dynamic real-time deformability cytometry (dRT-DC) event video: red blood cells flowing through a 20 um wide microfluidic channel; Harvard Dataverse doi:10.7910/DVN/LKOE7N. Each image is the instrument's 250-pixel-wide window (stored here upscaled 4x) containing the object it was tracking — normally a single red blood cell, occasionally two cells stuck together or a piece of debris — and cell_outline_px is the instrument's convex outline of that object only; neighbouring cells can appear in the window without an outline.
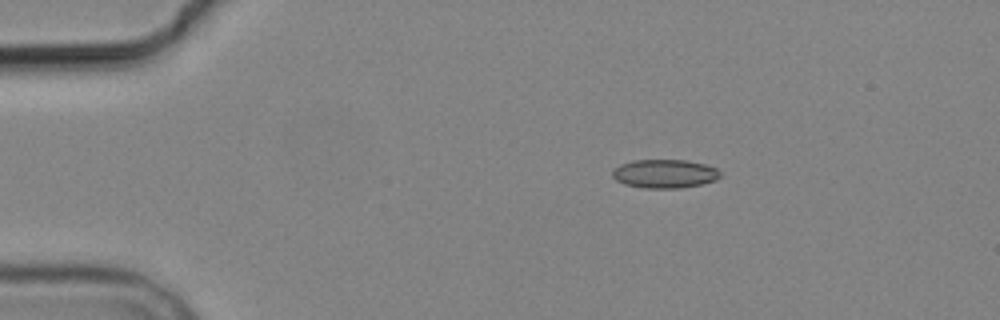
{"species": "common noctule bat (a hibernating species)", "species_latin": "Nyctalus noctula", "temperature_condition": "cold", "stored_images_in_passage": 4, "camera_frame_rate_fps": 3000, "um_per_image_px": 0.085, "animal": {"sex": "male", "body_mass_g": 19.2, "forearm_length_mm": 51.8}, "frame": {"image": 1, "passage_image": 1, "time_ms": 0.0, "image_size_px": [1000, 320], "cell_outline_px": [[720, 176], [716, 180], [700, 184], [680, 188], [644, 188], [624, 184], [616, 180], [612, 176], [612, 168], [620, 164], [632, 160], [684, 160], [704, 164], [716, 168], [720, 172]], "centroid_in_image_um": [56.45, 14.76], "position_along_channel_um": 28.5, "area_um2": 18.03}}